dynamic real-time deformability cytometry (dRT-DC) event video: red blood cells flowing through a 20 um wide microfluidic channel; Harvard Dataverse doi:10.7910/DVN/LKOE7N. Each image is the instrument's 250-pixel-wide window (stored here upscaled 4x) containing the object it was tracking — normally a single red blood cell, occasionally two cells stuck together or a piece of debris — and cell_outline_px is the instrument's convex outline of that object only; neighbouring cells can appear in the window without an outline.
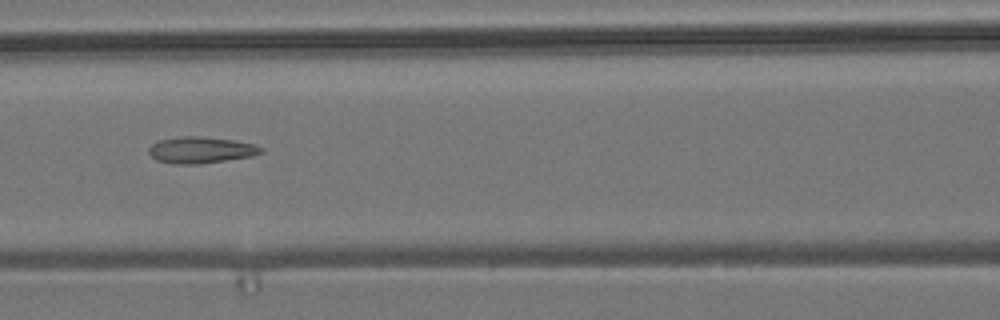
{"species": "common noctule bat (a hibernating species)", "species_latin": "Nyctalus noctula", "temperature_condition": "room temperature", "stored_images_in_passage": 9, "camera_frame_rate_fps": 3000, "um_per_image_px": 0.085, "animal": {"sex": "male", "body_mass_g": 19.2, "forearm_length_mm": 51.8}, "frame": {"image": 1, "passage_image": 7, "time_ms": 2.0, "image_size_px": [1000, 320], "cell_outline_px": [[264, 152], [252, 156], [196, 164], [176, 164], [156, 160], [148, 152], [148, 148], [152, 144], [160, 140], [184, 136], [196, 136], [232, 140], [252, 144], [264, 148]], "centroid_in_image_um": [17.06, 12.75], "position_along_channel_um": 149.5, "area_um2": 16.99}}
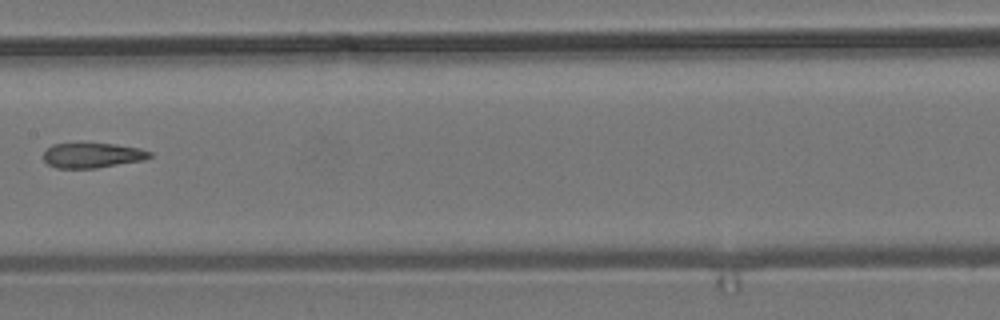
{"frame": {"image": 2, "passage_image": 8, "time_ms": 2.333, "image_size_px": [1000, 320], "cell_outline_px": [[152, 156], [144, 160], [96, 168], [56, 168], [48, 164], [44, 160], [44, 152], [52, 144], [116, 144], [140, 148], [152, 152]], "centroid_in_image_um": [7.88, 13.21], "position_along_channel_um": 199.5, "area_um2": 15.37}}
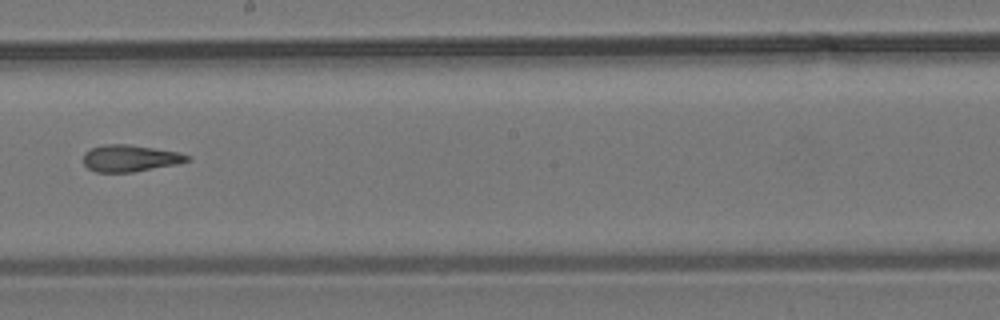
{"frame": {"image": 3, "passage_image": 9, "time_ms": 2.667, "image_size_px": [1000, 320], "cell_outline_px": [[192, 160], [176, 164], [132, 172], [96, 172], [88, 168], [84, 164], [84, 152], [92, 148], [104, 144], [128, 144], [180, 152], [188, 156]], "centroid_in_image_um": [11.05, 13.45], "position_along_channel_um": 237.2, "area_um2": 16.13}}